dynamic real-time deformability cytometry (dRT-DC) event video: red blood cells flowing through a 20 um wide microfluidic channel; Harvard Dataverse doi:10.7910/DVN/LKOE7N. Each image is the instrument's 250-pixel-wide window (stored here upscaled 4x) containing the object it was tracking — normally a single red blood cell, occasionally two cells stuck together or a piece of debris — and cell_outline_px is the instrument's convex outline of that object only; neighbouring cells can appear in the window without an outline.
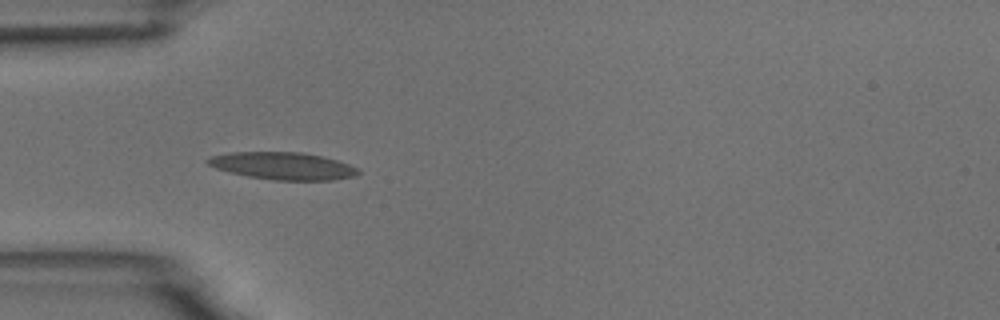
{"species": "common noctule bat (a hibernating species)", "species_latin": "Nyctalus noctula", "temperature_condition": "room temperature", "stored_images_in_passage": 13, "camera_frame_rate_fps": 3000, "um_per_image_px": 0.085, "animal": {"sex": "male", "body_mass_g": 18.8}, "frame": {"image": 1, "passage_image": 3, "time_ms": 3.333, "image_size_px": [1000, 320], "cell_outline_px": [[360, 172], [356, 176], [332, 180], [276, 180], [248, 176], [216, 168], [208, 164], [204, 160], [212, 156], [232, 152], [300, 152], [320, 156], [336, 160], [360, 168]], "centroid_in_image_um": [24.08, 14.1], "position_along_channel_um": 60.9, "area_um2": 23.76}}
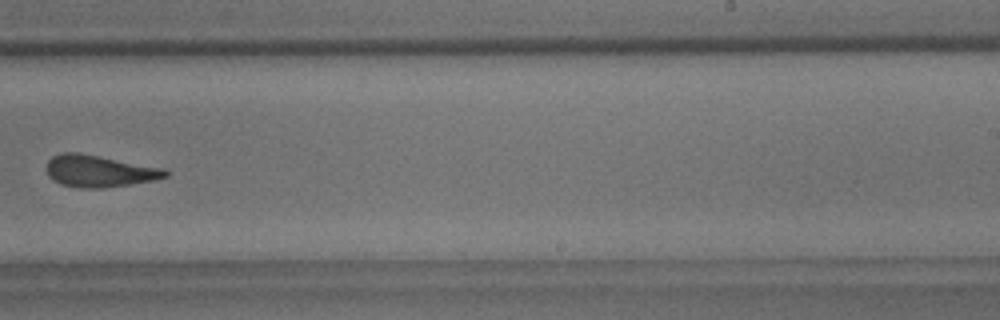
{"frame": {"image": 2, "passage_image": 8, "time_ms": 9.333, "image_size_px": [1000, 320], "cell_outline_px": [[168, 176], [152, 180], [132, 184], [104, 188], [80, 188], [60, 184], [52, 180], [48, 176], [48, 160], [52, 156], [64, 152], [76, 152], [164, 168], [168, 172]], "centroid_in_image_um": [8.42, 14.55], "position_along_channel_um": 280.6, "area_um2": 21.91}, "authors_computed_cell_mechanics": {"area_um2": 21.964, "velocity_mm_per_s": 3.6996, "shape_relaxation_time_tau1_ms": 9.0363, "shape_relaxation_time_tau2_ms": 2.224, "deformation_change_tau1": 0.1913, "deformation_change_tau2": 0.0992}}